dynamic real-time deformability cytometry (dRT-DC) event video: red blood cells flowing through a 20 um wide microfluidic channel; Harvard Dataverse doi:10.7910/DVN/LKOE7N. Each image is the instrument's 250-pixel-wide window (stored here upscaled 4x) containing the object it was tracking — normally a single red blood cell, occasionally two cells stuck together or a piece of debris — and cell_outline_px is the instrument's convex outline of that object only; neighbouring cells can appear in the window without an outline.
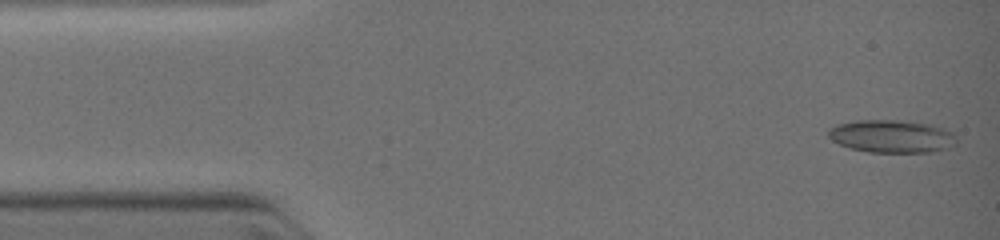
{"species": "common noctule bat (a hibernating species)", "species_latin": "Nyctalus noctula", "temperature_condition": "warm", "stored_images_in_passage": 20, "camera_frame_rate_fps": 3000, "um_per_image_px": 0.085, "animal": {"sex": "female", "body_mass_g": 19.0, "forearm_length_mm": 51.5}, "frame": {"image": 1, "passage_image": 1, "time_ms": 0.0, "image_size_px": [1000, 240], "cell_outline_px": [[956, 144], [948, 148], [932, 152], [872, 152], [852, 148], [840, 144], [832, 140], [828, 136], [828, 128], [836, 124], [856, 120], [900, 120], [932, 124], [944, 128], [952, 132], [956, 136]], "centroid_in_image_um": [75.82, 11.57], "position_along_channel_um": 9.2, "area_um2": 24.62}}
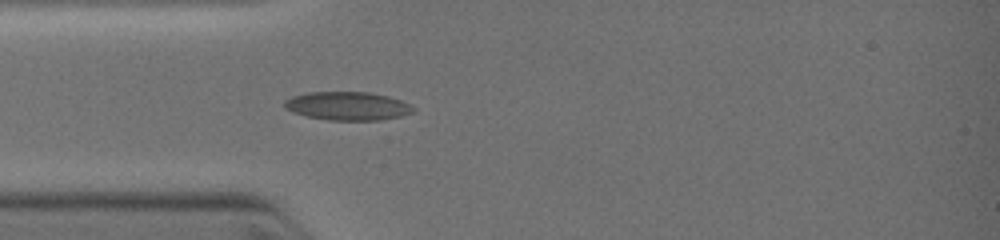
{"frame": {"image": 2, "passage_image": 15, "time_ms": 3.0, "image_size_px": [1000, 240], "cell_outline_px": [[416, 108], [412, 112], [400, 116], [376, 120], [328, 120], [308, 116], [292, 112], [284, 108], [284, 100], [292, 96], [308, 92], [368, 92], [388, 96], [400, 100]], "centroid_in_image_um": [29.5, 9.0], "position_along_channel_um": 55.5, "area_um2": 21.21}}